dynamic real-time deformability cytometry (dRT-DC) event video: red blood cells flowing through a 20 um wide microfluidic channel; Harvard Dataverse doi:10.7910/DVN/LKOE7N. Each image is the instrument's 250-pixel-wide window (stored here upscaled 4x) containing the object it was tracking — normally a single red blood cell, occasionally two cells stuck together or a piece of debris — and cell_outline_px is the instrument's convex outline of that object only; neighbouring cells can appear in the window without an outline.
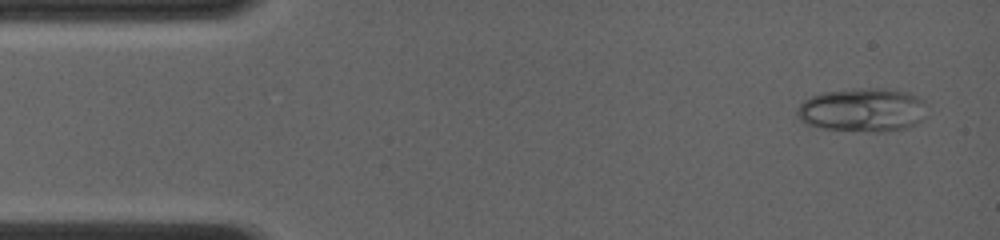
{"species": "common noctule bat (a hibernating species)", "species_latin": "Nyctalus noctula", "temperature_condition": "room temperature", "stored_images_in_passage": 36, "camera_frame_rate_fps": 4000, "um_per_image_px": 0.085, "animal": {"sex": "female", "body_mass_g": 19.0, "forearm_length_mm": 56.7}, "frame": {"image": 1, "passage_image": 2, "time_ms": 0.25, "image_size_px": [1000, 240], "cell_outline_px": [[928, 116], [916, 124], [904, 128], [880, 132], [872, 132], [820, 128], [804, 124], [796, 116], [796, 108], [804, 100], [812, 96], [824, 92], [868, 88], [876, 88], [908, 92], [924, 100], [928, 104]], "centroid_in_image_um": [73.35, 9.36], "position_along_channel_um": 11.7, "area_um2": 33.47}}
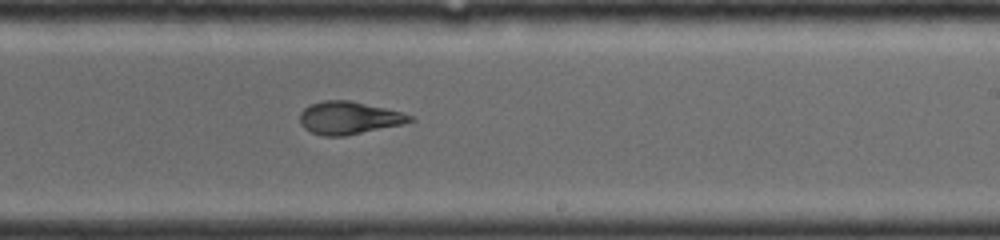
{"frame": {"image": 2, "passage_image": 23, "time_ms": 5.5, "image_size_px": [1000, 240], "cell_outline_px": [[416, 120], [404, 124], [344, 136], [324, 136], [312, 132], [304, 128], [300, 124], [300, 112], [304, 108], [312, 104], [324, 100], [348, 100], [384, 108], [400, 112], [412, 116]], "centroid_in_image_um": [29.65, 10.03], "position_along_channel_um": 259.4, "area_um2": 20.81}}
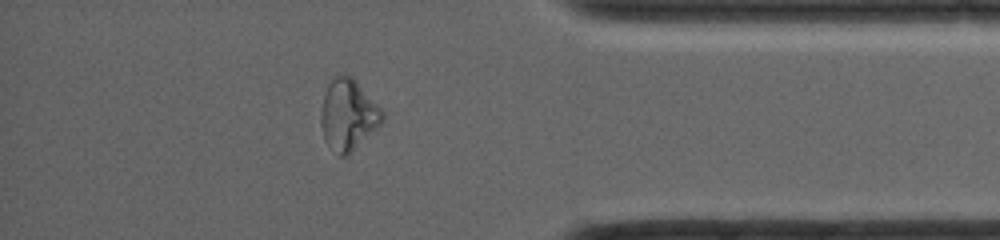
{"frame": {"image": 3, "passage_image": 33, "time_ms": 8.0, "image_size_px": [1000, 240], "cell_outline_px": [[384, 120], [348, 156], [340, 156], [324, 140], [320, 124], [320, 112], [324, 92], [328, 84], [336, 72], [344, 72], [352, 76], [356, 80], [384, 112]], "centroid_in_image_um": [29.56, 9.71], "position_along_channel_um": 405.6, "area_um2": 25.72}}